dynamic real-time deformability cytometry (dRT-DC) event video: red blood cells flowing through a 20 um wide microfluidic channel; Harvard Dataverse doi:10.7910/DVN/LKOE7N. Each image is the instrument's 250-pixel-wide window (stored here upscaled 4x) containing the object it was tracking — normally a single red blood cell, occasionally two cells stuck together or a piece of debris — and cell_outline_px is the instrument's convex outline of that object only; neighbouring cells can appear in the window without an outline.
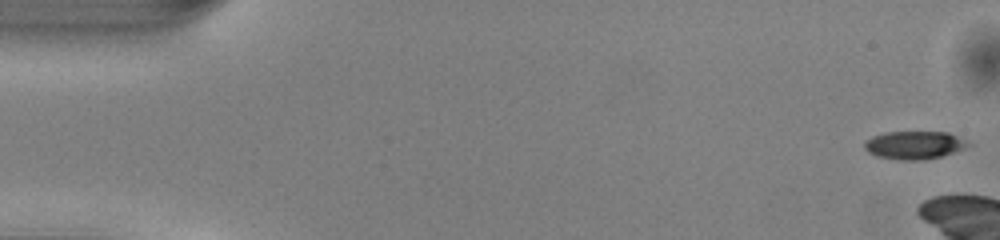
{"species": "common noctule bat (a hibernating species)", "species_latin": "Nyctalus noctula", "temperature_condition": "warm", "stored_images_in_passage": 10, "camera_frame_rate_fps": 3000, "um_per_image_px": 0.085, "animal": {"sex": "male", "body_mass_g": 13.0, "forearm_length_mm": 53.1}, "frame": {"image": 1, "passage_image": 1, "time_ms": 0.0, "image_size_px": [1000, 240], "cell_outline_px": [[972, 144], [964, 148], [940, 156], [924, 160], [900, 160], [876, 156], [868, 152], [864, 148], [864, 140], [872, 136], [884, 132], [948, 132]], "centroid_in_image_um": [77.65, 12.33], "position_along_channel_um": 7.3, "area_um2": 16.88}}